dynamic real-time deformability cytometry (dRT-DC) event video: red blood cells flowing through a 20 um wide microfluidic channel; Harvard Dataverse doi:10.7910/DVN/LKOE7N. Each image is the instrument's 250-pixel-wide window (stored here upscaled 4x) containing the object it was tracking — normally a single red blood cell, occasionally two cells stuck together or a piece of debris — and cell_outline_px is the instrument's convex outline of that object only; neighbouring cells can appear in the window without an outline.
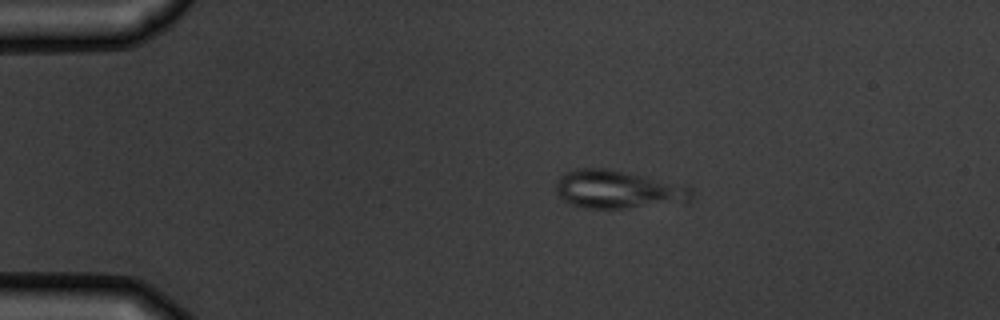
{"species": "common noctule bat (a hibernating species)", "species_latin": "Nyctalus noctula", "temperature_condition": "warm", "stored_images_in_passage": 6, "camera_frame_rate_fps": 3000, "um_per_image_px": 0.085, "animal": {"sex": "male", "body_mass_g": 19.5, "forearm_length_mm": 54.6}, "frame": {"image": 1, "passage_image": 2, "time_ms": 1.333, "image_size_px": [1000, 320], "cell_outline_px": [[692, 200], [688, 204], [620, 208], [584, 208], [572, 204], [564, 200], [556, 192], [556, 180], [564, 172], [576, 168], [608, 168], [692, 188]], "centroid_in_image_um": [52.53, 16.12], "position_along_channel_um": 32.5, "area_um2": 30.23}}
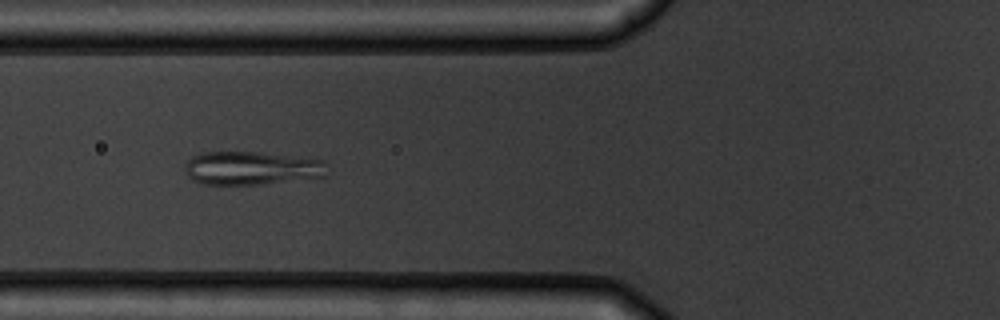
{"frame": {"image": 2, "passage_image": 5, "time_ms": 4.667, "image_size_px": [1000, 320], "cell_outline_px": [[324, 176], [264, 184], [204, 184], [192, 180], [184, 172], [184, 164], [192, 156], [200, 152], [260, 152], [324, 160]], "centroid_in_image_um": [21.29, 14.28], "position_along_channel_um": 104.5, "area_um2": 27.57}}